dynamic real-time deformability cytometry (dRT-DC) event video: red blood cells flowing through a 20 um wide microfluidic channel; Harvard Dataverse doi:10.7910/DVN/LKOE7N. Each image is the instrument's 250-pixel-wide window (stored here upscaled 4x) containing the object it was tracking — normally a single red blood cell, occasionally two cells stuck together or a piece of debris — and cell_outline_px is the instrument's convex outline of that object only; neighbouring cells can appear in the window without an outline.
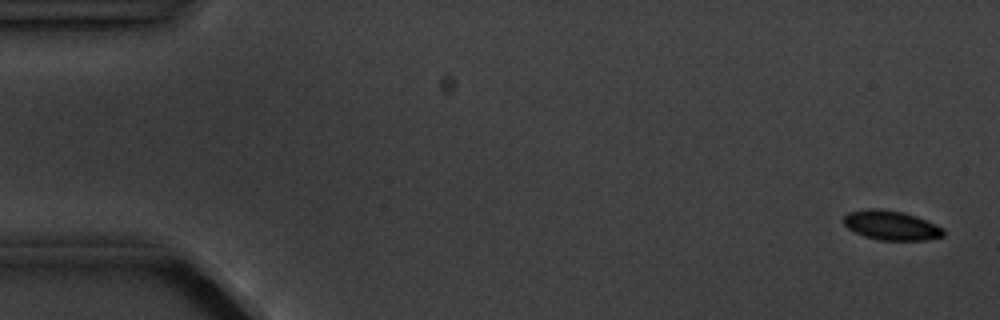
{"species": "common noctule bat (a hibernating species)", "species_latin": "Nyctalus noctula", "temperature_condition": "cold", "stored_images_in_passage": 5, "camera_frame_rate_fps": 3000, "um_per_image_px": 0.085, "animal": {"sex": "male", "body_mass_g": 20.1, "forearm_length_mm": 53.5}, "frame": {"image": 1, "passage_image": 1, "time_ms": 0.0, "image_size_px": [1000, 320], "cell_outline_px": [[944, 236], [924, 240], [880, 240], [864, 236], [848, 228], [844, 224], [844, 216], [848, 212], [868, 208], [880, 208], [904, 212], [916, 216], [936, 224], [944, 228]], "centroid_in_image_um": [75.76, 19.14], "position_along_channel_um": 9.2, "area_um2": 17.17}}